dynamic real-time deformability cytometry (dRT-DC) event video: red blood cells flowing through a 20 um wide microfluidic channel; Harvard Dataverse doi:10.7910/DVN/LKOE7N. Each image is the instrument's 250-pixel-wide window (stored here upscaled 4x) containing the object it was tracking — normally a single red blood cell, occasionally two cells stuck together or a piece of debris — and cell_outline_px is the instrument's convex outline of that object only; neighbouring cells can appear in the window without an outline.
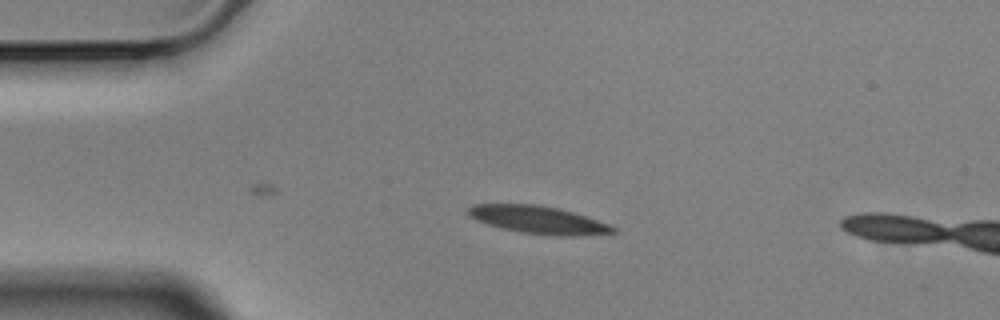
{"species": "Egyptian fruit bat (a non-hibernating species)", "species_latin": "Rousettus aegyptiacus", "temperature_condition": "cold", "stored_images_in_passage": 5, "camera_frame_rate_fps": 3000, "um_per_image_px": 0.085, "animal": {"sex": "male"}, "frame": {"image": 1, "passage_image": 1, "time_ms": 0.0, "image_size_px": [1000, 320], "cell_outline_px": [[616, 232], [580, 236], [552, 236], [520, 232], [500, 228], [476, 220], [468, 216], [468, 208], [472, 204], [540, 204], [560, 208], [612, 224], [616, 228]], "centroid_in_image_um": [45.79, 18.69], "position_along_channel_um": 39.2, "area_um2": 23.76}}